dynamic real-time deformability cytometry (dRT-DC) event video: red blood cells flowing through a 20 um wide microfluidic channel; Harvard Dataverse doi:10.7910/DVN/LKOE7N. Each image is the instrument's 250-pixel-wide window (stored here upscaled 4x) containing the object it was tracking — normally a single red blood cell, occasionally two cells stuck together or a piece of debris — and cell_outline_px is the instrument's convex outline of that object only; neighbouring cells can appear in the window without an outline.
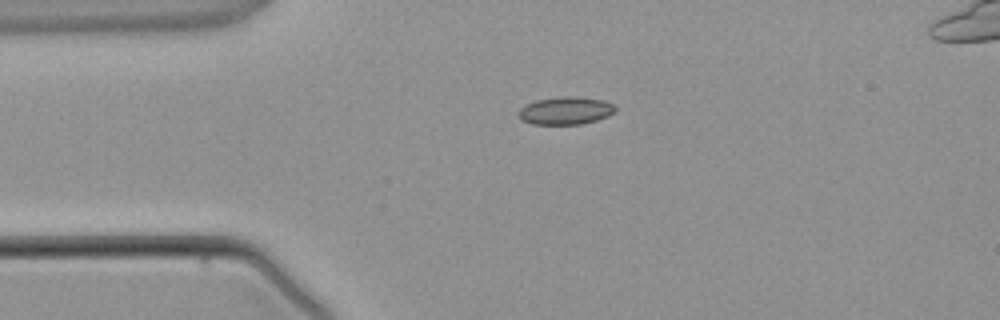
{"species": "common noctule bat (a hibernating species)", "species_latin": "Nyctalus noctula", "temperature_condition": "warm", "stored_images_in_passage": 2, "camera_frame_rate_fps": 3000, "um_per_image_px": 0.085, "animal": {"sex": "male", "body_mass_g": 21.5, "forearm_length_mm": 52.0}, "frame": {"image": 1, "passage_image": 1, "time_ms": 0.0, "image_size_px": [1000, 320], "cell_outline_px": [[616, 112], [608, 116], [596, 120], [580, 124], [532, 124], [520, 120], [516, 112], [520, 108], [536, 100], [560, 96], [576, 96], [604, 100], [612, 104], [616, 108]], "centroid_in_image_um": [48.06, 9.4], "position_along_channel_um": 36.9, "area_um2": 15.78}}